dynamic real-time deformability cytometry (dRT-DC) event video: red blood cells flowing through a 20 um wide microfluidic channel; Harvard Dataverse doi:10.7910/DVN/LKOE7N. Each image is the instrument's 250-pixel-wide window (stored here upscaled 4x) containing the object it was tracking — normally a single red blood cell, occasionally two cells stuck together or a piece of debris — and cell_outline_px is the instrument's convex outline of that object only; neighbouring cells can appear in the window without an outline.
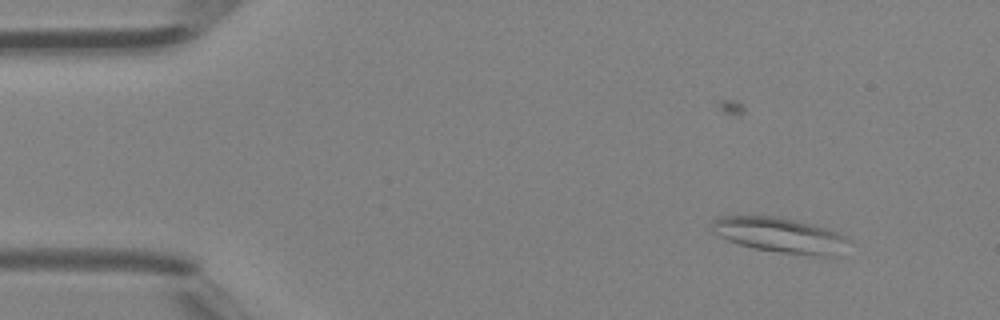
{"species": "Egyptian fruit bat (a non-hibernating species)", "species_latin": "Rousettus aegyptiacus", "temperature_condition": "room temperature", "stored_images_in_passage": 44, "segment_of_instrument_passage": [1, 2], "camera_frame_rate_fps": 3000, "um_per_image_px": 0.085, "animal": {"sex": "female"}, "frame": {"image": 1, "passage_image": 2, "time_ms": 0.333, "image_size_px": [1000, 320], "cell_outline_px": [[852, 240], [836, 256], [808, 256], [752, 248], [728, 240], [712, 232], [712, 220], [720, 216], [776, 216], [812, 224], [836, 232]], "centroid_in_image_um": [66.31, 19.99], "position_along_channel_um": 18.7, "area_um2": 27.98}}
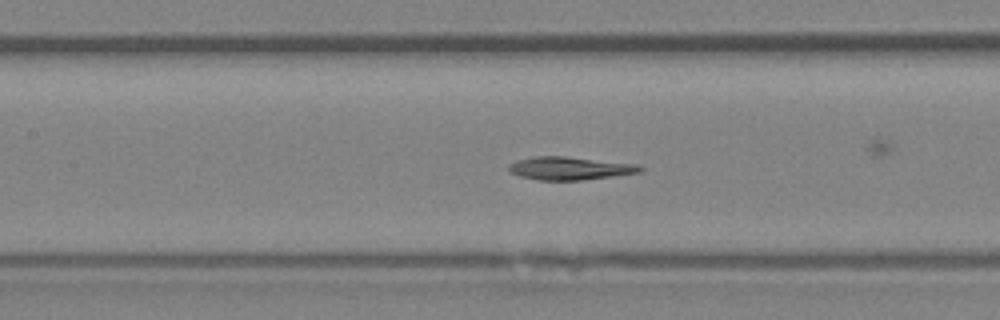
{"frame": {"image": 2, "passage_image": 18, "time_ms": 5.667, "image_size_px": [1000, 320], "cell_outline_px": [[644, 168], [640, 172], [612, 176], [580, 180], [536, 180], [520, 176], [512, 172], [508, 168], [516, 160], [532, 156], [564, 156], [640, 164]], "centroid_in_image_um": [48.46, 14.3], "position_along_channel_um": 158.9, "area_um2": 17.57}}
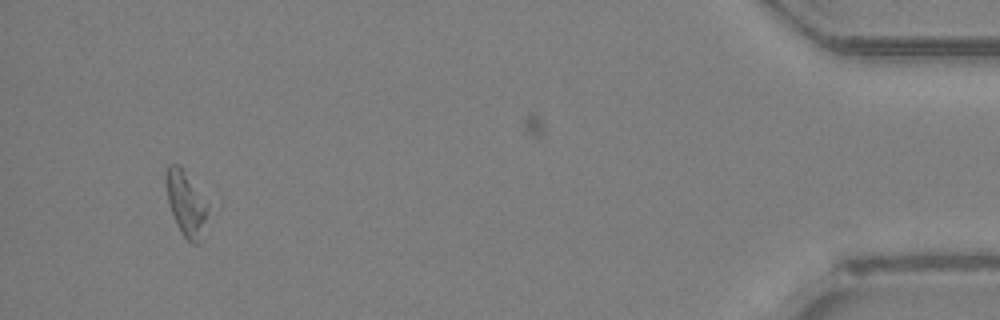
{"frame": {"image": 3, "passage_image": 41, "time_ms": 13.333, "image_size_px": [1000, 320], "cell_outline_px": [[208, 208], [200, 244], [192, 244], [180, 232], [176, 224], [168, 204], [164, 180], [164, 172], [168, 164], [180, 164], [208, 204]], "centroid_in_image_um": [15.76, 17.27], "position_along_channel_um": 419.4, "area_um2": 16.01}}